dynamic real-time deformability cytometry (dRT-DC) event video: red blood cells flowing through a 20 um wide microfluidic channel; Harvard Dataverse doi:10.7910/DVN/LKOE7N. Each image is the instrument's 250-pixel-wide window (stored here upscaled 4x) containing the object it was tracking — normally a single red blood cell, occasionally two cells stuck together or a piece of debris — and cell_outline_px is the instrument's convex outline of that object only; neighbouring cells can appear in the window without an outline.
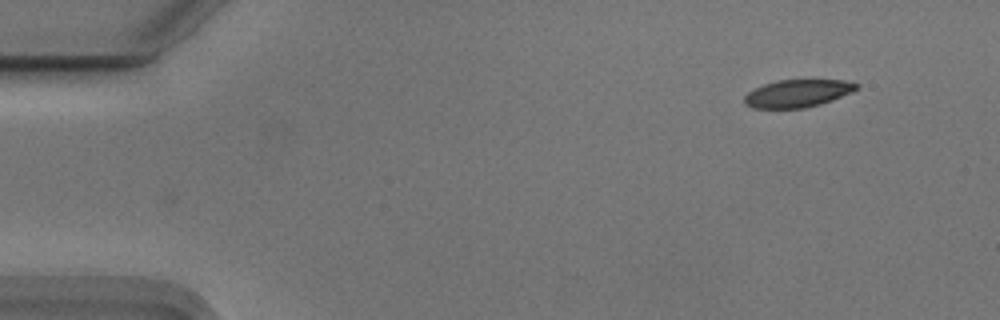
{"species": "Egyptian fruit bat (a non-hibernating species)", "species_latin": "Rousettus aegyptiacus", "temperature_condition": "cold", "stored_images_in_passage": 13, "camera_frame_rate_fps": 3000, "um_per_image_px": 0.085, "animal": {"sex": "male"}, "frame": {"image": 1, "passage_image": 1, "time_ms": 0.0, "image_size_px": [1000, 320], "cell_outline_px": [[860, 88], [852, 92], [832, 100], [820, 104], [804, 108], [752, 108], [744, 104], [744, 96], [748, 92], [764, 84], [776, 80], [844, 80], [860, 84]], "centroid_in_image_um": [67.81, 7.93], "position_along_channel_um": 17.2, "area_um2": 18.09}}
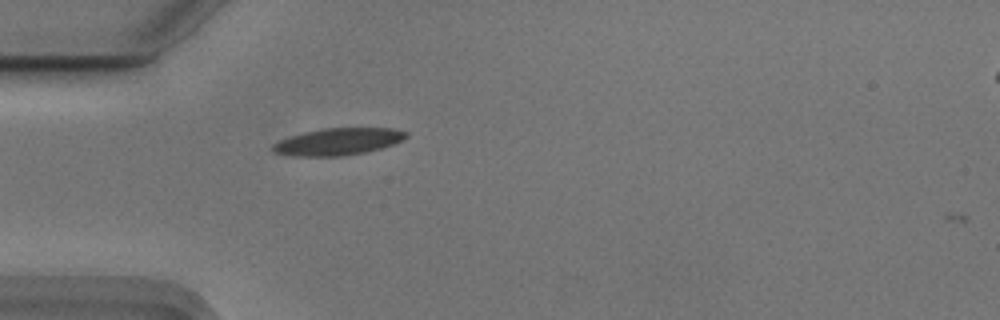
{"frame": {"image": 2, "passage_image": 12, "time_ms": 3.667, "image_size_px": [1000, 320], "cell_outline_px": [[408, 136], [392, 144], [380, 148], [364, 152], [344, 156], [292, 156], [272, 152], [272, 144], [288, 136], [304, 132], [324, 128], [392, 128], [408, 132]], "centroid_in_image_um": [28.68, 12.04], "position_along_channel_um": 56.3, "area_um2": 20.92}}